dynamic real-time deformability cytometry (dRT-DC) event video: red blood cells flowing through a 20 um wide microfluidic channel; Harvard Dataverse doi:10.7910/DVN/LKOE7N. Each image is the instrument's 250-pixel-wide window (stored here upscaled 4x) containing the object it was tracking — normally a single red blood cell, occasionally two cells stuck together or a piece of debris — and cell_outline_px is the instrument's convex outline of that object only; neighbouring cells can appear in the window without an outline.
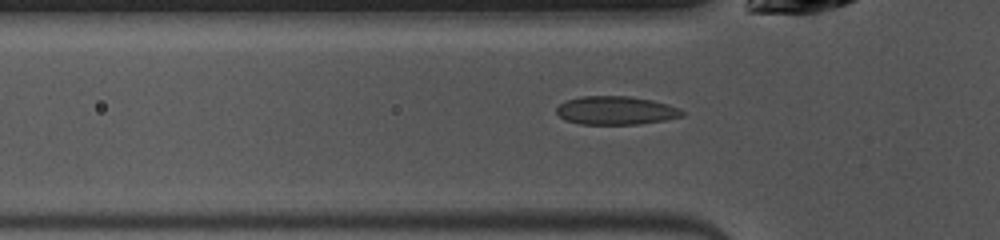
{"species": "common noctule bat (a hibernating species)", "species_latin": "Nyctalus noctula", "temperature_condition": "warm", "stored_images_in_passage": 33, "camera_frame_rate_fps": 3000, "um_per_image_px": 0.085, "animal": {"sex": "female", "body_mass_g": 10.0, "forearm_length_mm": 53.1}, "frame": {"image": 1, "passage_image": 8, "time_ms": 2.333, "image_size_px": [1000, 240], "cell_outline_px": [[684, 116], [664, 120], [640, 124], [580, 124], [564, 120], [556, 112], [556, 108], [560, 104], [568, 100], [580, 96], [628, 96], [652, 100], [668, 104], [680, 108], [684, 112]], "centroid_in_image_um": [52.36, 9.39], "position_along_channel_um": 73.4, "area_um2": 20.87}}
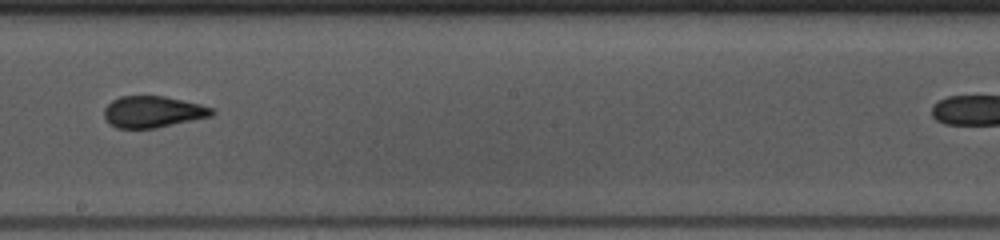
{"frame": {"image": 2, "passage_image": 20, "time_ms": 6.333, "image_size_px": [1000, 240], "cell_outline_px": [[216, 112], [212, 116], [156, 128], [116, 128], [108, 124], [104, 116], [104, 108], [112, 100], [120, 96], [164, 96], [200, 104], [212, 108]], "centroid_in_image_um": [12.97, 9.51], "position_along_channel_um": 235.2, "area_um2": 19.83}}
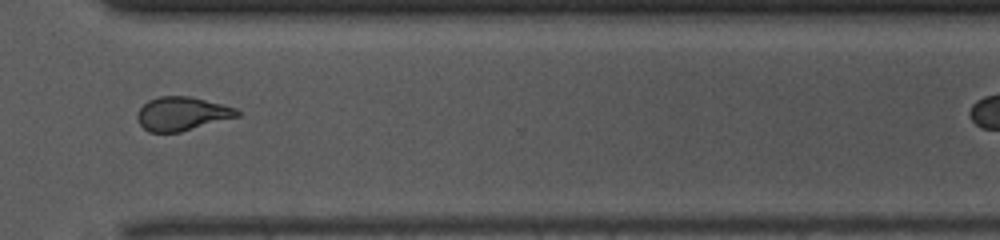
{"frame": {"image": 3, "passage_image": 29, "time_ms": 9.333, "image_size_px": [1000, 240], "cell_outline_px": [[240, 116], [180, 132], [148, 132], [140, 124], [136, 116], [140, 108], [148, 100], [160, 96], [192, 96], [236, 108], [240, 112]], "centroid_in_image_um": [15.47, 9.66], "position_along_channel_um": 355.1, "area_um2": 19.59}}